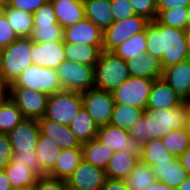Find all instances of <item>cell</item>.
Wrapping results in <instances>:
<instances>
[{
    "mask_svg": "<svg viewBox=\"0 0 190 190\" xmlns=\"http://www.w3.org/2000/svg\"><path fill=\"white\" fill-rule=\"evenodd\" d=\"M187 102L172 109H145L139 120L129 129L130 137L142 145L150 139H161L174 129L187 128Z\"/></svg>",
    "mask_w": 190,
    "mask_h": 190,
    "instance_id": "cell-1",
    "label": "cell"
},
{
    "mask_svg": "<svg viewBox=\"0 0 190 190\" xmlns=\"http://www.w3.org/2000/svg\"><path fill=\"white\" fill-rule=\"evenodd\" d=\"M185 31L151 21L145 29L146 53L160 59L163 69L190 59Z\"/></svg>",
    "mask_w": 190,
    "mask_h": 190,
    "instance_id": "cell-2",
    "label": "cell"
},
{
    "mask_svg": "<svg viewBox=\"0 0 190 190\" xmlns=\"http://www.w3.org/2000/svg\"><path fill=\"white\" fill-rule=\"evenodd\" d=\"M32 40L30 37L17 38L9 46L2 48L0 55V78L9 86L32 62Z\"/></svg>",
    "mask_w": 190,
    "mask_h": 190,
    "instance_id": "cell-3",
    "label": "cell"
},
{
    "mask_svg": "<svg viewBox=\"0 0 190 190\" xmlns=\"http://www.w3.org/2000/svg\"><path fill=\"white\" fill-rule=\"evenodd\" d=\"M94 72V87L109 92H113L130 77L126 61L113 52L103 50L94 67Z\"/></svg>",
    "mask_w": 190,
    "mask_h": 190,
    "instance_id": "cell-4",
    "label": "cell"
},
{
    "mask_svg": "<svg viewBox=\"0 0 190 190\" xmlns=\"http://www.w3.org/2000/svg\"><path fill=\"white\" fill-rule=\"evenodd\" d=\"M10 88L31 89L48 95L63 90L56 69L37 65L27 67Z\"/></svg>",
    "mask_w": 190,
    "mask_h": 190,
    "instance_id": "cell-5",
    "label": "cell"
},
{
    "mask_svg": "<svg viewBox=\"0 0 190 190\" xmlns=\"http://www.w3.org/2000/svg\"><path fill=\"white\" fill-rule=\"evenodd\" d=\"M82 107L80 92L62 90L49 95L45 117L56 123L69 125Z\"/></svg>",
    "mask_w": 190,
    "mask_h": 190,
    "instance_id": "cell-6",
    "label": "cell"
},
{
    "mask_svg": "<svg viewBox=\"0 0 190 190\" xmlns=\"http://www.w3.org/2000/svg\"><path fill=\"white\" fill-rule=\"evenodd\" d=\"M155 79L129 77L112 94L115 104L129 105L145 110Z\"/></svg>",
    "mask_w": 190,
    "mask_h": 190,
    "instance_id": "cell-7",
    "label": "cell"
},
{
    "mask_svg": "<svg viewBox=\"0 0 190 190\" xmlns=\"http://www.w3.org/2000/svg\"><path fill=\"white\" fill-rule=\"evenodd\" d=\"M151 21L141 15L114 21L103 33V51L112 52L135 34L145 31Z\"/></svg>",
    "mask_w": 190,
    "mask_h": 190,
    "instance_id": "cell-8",
    "label": "cell"
},
{
    "mask_svg": "<svg viewBox=\"0 0 190 190\" xmlns=\"http://www.w3.org/2000/svg\"><path fill=\"white\" fill-rule=\"evenodd\" d=\"M57 70L63 90L84 92L94 87V67L63 61Z\"/></svg>",
    "mask_w": 190,
    "mask_h": 190,
    "instance_id": "cell-9",
    "label": "cell"
},
{
    "mask_svg": "<svg viewBox=\"0 0 190 190\" xmlns=\"http://www.w3.org/2000/svg\"><path fill=\"white\" fill-rule=\"evenodd\" d=\"M81 95L83 107L92 117L97 127L109 124L115 105L112 92L93 87L81 92Z\"/></svg>",
    "mask_w": 190,
    "mask_h": 190,
    "instance_id": "cell-10",
    "label": "cell"
},
{
    "mask_svg": "<svg viewBox=\"0 0 190 190\" xmlns=\"http://www.w3.org/2000/svg\"><path fill=\"white\" fill-rule=\"evenodd\" d=\"M46 93L24 88H10V99L28 119H39L45 116L47 100Z\"/></svg>",
    "mask_w": 190,
    "mask_h": 190,
    "instance_id": "cell-11",
    "label": "cell"
},
{
    "mask_svg": "<svg viewBox=\"0 0 190 190\" xmlns=\"http://www.w3.org/2000/svg\"><path fill=\"white\" fill-rule=\"evenodd\" d=\"M96 138L114 152L124 151L139 159L141 157V145L130 137L127 130L107 124L98 128Z\"/></svg>",
    "mask_w": 190,
    "mask_h": 190,
    "instance_id": "cell-12",
    "label": "cell"
},
{
    "mask_svg": "<svg viewBox=\"0 0 190 190\" xmlns=\"http://www.w3.org/2000/svg\"><path fill=\"white\" fill-rule=\"evenodd\" d=\"M40 129L37 119L26 118L7 135L13 152L36 151Z\"/></svg>",
    "mask_w": 190,
    "mask_h": 190,
    "instance_id": "cell-13",
    "label": "cell"
},
{
    "mask_svg": "<svg viewBox=\"0 0 190 190\" xmlns=\"http://www.w3.org/2000/svg\"><path fill=\"white\" fill-rule=\"evenodd\" d=\"M106 178L104 169L82 160L66 182L81 190H102Z\"/></svg>",
    "mask_w": 190,
    "mask_h": 190,
    "instance_id": "cell-14",
    "label": "cell"
},
{
    "mask_svg": "<svg viewBox=\"0 0 190 190\" xmlns=\"http://www.w3.org/2000/svg\"><path fill=\"white\" fill-rule=\"evenodd\" d=\"M103 31L88 18L64 28V42L103 46Z\"/></svg>",
    "mask_w": 190,
    "mask_h": 190,
    "instance_id": "cell-15",
    "label": "cell"
},
{
    "mask_svg": "<svg viewBox=\"0 0 190 190\" xmlns=\"http://www.w3.org/2000/svg\"><path fill=\"white\" fill-rule=\"evenodd\" d=\"M31 53L33 65L57 69L65 61L64 40L51 42L32 41Z\"/></svg>",
    "mask_w": 190,
    "mask_h": 190,
    "instance_id": "cell-16",
    "label": "cell"
},
{
    "mask_svg": "<svg viewBox=\"0 0 190 190\" xmlns=\"http://www.w3.org/2000/svg\"><path fill=\"white\" fill-rule=\"evenodd\" d=\"M40 134L53 140L62 149L81 148L82 143L71 132L68 125L56 123L45 116L37 119Z\"/></svg>",
    "mask_w": 190,
    "mask_h": 190,
    "instance_id": "cell-17",
    "label": "cell"
},
{
    "mask_svg": "<svg viewBox=\"0 0 190 190\" xmlns=\"http://www.w3.org/2000/svg\"><path fill=\"white\" fill-rule=\"evenodd\" d=\"M162 79L183 101L190 97V59L163 69Z\"/></svg>",
    "mask_w": 190,
    "mask_h": 190,
    "instance_id": "cell-18",
    "label": "cell"
},
{
    "mask_svg": "<svg viewBox=\"0 0 190 190\" xmlns=\"http://www.w3.org/2000/svg\"><path fill=\"white\" fill-rule=\"evenodd\" d=\"M184 101L162 78L155 79L146 109H172Z\"/></svg>",
    "mask_w": 190,
    "mask_h": 190,
    "instance_id": "cell-19",
    "label": "cell"
},
{
    "mask_svg": "<svg viewBox=\"0 0 190 190\" xmlns=\"http://www.w3.org/2000/svg\"><path fill=\"white\" fill-rule=\"evenodd\" d=\"M50 2L58 24L63 28L74 25L86 17L83 0H50Z\"/></svg>",
    "mask_w": 190,
    "mask_h": 190,
    "instance_id": "cell-20",
    "label": "cell"
},
{
    "mask_svg": "<svg viewBox=\"0 0 190 190\" xmlns=\"http://www.w3.org/2000/svg\"><path fill=\"white\" fill-rule=\"evenodd\" d=\"M130 77H141L149 79L162 78L163 67L161 60L150 55L143 54L126 61Z\"/></svg>",
    "mask_w": 190,
    "mask_h": 190,
    "instance_id": "cell-21",
    "label": "cell"
},
{
    "mask_svg": "<svg viewBox=\"0 0 190 190\" xmlns=\"http://www.w3.org/2000/svg\"><path fill=\"white\" fill-rule=\"evenodd\" d=\"M82 160V148L62 149L54 168L47 176L67 181Z\"/></svg>",
    "mask_w": 190,
    "mask_h": 190,
    "instance_id": "cell-22",
    "label": "cell"
},
{
    "mask_svg": "<svg viewBox=\"0 0 190 190\" xmlns=\"http://www.w3.org/2000/svg\"><path fill=\"white\" fill-rule=\"evenodd\" d=\"M103 46H90L64 42L65 60L95 67Z\"/></svg>",
    "mask_w": 190,
    "mask_h": 190,
    "instance_id": "cell-23",
    "label": "cell"
},
{
    "mask_svg": "<svg viewBox=\"0 0 190 190\" xmlns=\"http://www.w3.org/2000/svg\"><path fill=\"white\" fill-rule=\"evenodd\" d=\"M85 16L103 32L114 22L110 0H83Z\"/></svg>",
    "mask_w": 190,
    "mask_h": 190,
    "instance_id": "cell-24",
    "label": "cell"
},
{
    "mask_svg": "<svg viewBox=\"0 0 190 190\" xmlns=\"http://www.w3.org/2000/svg\"><path fill=\"white\" fill-rule=\"evenodd\" d=\"M139 160L137 156L131 153L124 151L115 152L105 168L106 177L111 179L127 178Z\"/></svg>",
    "mask_w": 190,
    "mask_h": 190,
    "instance_id": "cell-25",
    "label": "cell"
},
{
    "mask_svg": "<svg viewBox=\"0 0 190 190\" xmlns=\"http://www.w3.org/2000/svg\"><path fill=\"white\" fill-rule=\"evenodd\" d=\"M156 181H161L169 187L177 189L189 175L176 157L170 162L156 164L153 167Z\"/></svg>",
    "mask_w": 190,
    "mask_h": 190,
    "instance_id": "cell-26",
    "label": "cell"
},
{
    "mask_svg": "<svg viewBox=\"0 0 190 190\" xmlns=\"http://www.w3.org/2000/svg\"><path fill=\"white\" fill-rule=\"evenodd\" d=\"M36 152L40 162L42 177L54 168L56 160L61 153V148L49 137L39 134Z\"/></svg>",
    "mask_w": 190,
    "mask_h": 190,
    "instance_id": "cell-27",
    "label": "cell"
},
{
    "mask_svg": "<svg viewBox=\"0 0 190 190\" xmlns=\"http://www.w3.org/2000/svg\"><path fill=\"white\" fill-rule=\"evenodd\" d=\"M2 11L18 38L31 36L34 28L33 13L9 7L6 3H4Z\"/></svg>",
    "mask_w": 190,
    "mask_h": 190,
    "instance_id": "cell-28",
    "label": "cell"
},
{
    "mask_svg": "<svg viewBox=\"0 0 190 190\" xmlns=\"http://www.w3.org/2000/svg\"><path fill=\"white\" fill-rule=\"evenodd\" d=\"M82 156L85 162L92 165L105 168L108 165L110 158L115 153L109 149L106 145L102 144L97 138L90 140L89 142L82 143Z\"/></svg>",
    "mask_w": 190,
    "mask_h": 190,
    "instance_id": "cell-29",
    "label": "cell"
},
{
    "mask_svg": "<svg viewBox=\"0 0 190 190\" xmlns=\"http://www.w3.org/2000/svg\"><path fill=\"white\" fill-rule=\"evenodd\" d=\"M68 126L81 143L89 142L97 137L98 127L84 107Z\"/></svg>",
    "mask_w": 190,
    "mask_h": 190,
    "instance_id": "cell-30",
    "label": "cell"
},
{
    "mask_svg": "<svg viewBox=\"0 0 190 190\" xmlns=\"http://www.w3.org/2000/svg\"><path fill=\"white\" fill-rule=\"evenodd\" d=\"M176 157L164 147L161 139H150L141 145L140 160L153 167L156 164L170 162Z\"/></svg>",
    "mask_w": 190,
    "mask_h": 190,
    "instance_id": "cell-31",
    "label": "cell"
},
{
    "mask_svg": "<svg viewBox=\"0 0 190 190\" xmlns=\"http://www.w3.org/2000/svg\"><path fill=\"white\" fill-rule=\"evenodd\" d=\"M128 190H146L156 182L153 168L139 160L132 173L124 179Z\"/></svg>",
    "mask_w": 190,
    "mask_h": 190,
    "instance_id": "cell-32",
    "label": "cell"
},
{
    "mask_svg": "<svg viewBox=\"0 0 190 190\" xmlns=\"http://www.w3.org/2000/svg\"><path fill=\"white\" fill-rule=\"evenodd\" d=\"M147 50V38L145 31L135 34L130 37L118 47H116L112 52L127 61L132 58L140 57L145 54Z\"/></svg>",
    "mask_w": 190,
    "mask_h": 190,
    "instance_id": "cell-33",
    "label": "cell"
},
{
    "mask_svg": "<svg viewBox=\"0 0 190 190\" xmlns=\"http://www.w3.org/2000/svg\"><path fill=\"white\" fill-rule=\"evenodd\" d=\"M143 111L144 110L133 106L115 104L109 124L129 131V129L143 115Z\"/></svg>",
    "mask_w": 190,
    "mask_h": 190,
    "instance_id": "cell-34",
    "label": "cell"
},
{
    "mask_svg": "<svg viewBox=\"0 0 190 190\" xmlns=\"http://www.w3.org/2000/svg\"><path fill=\"white\" fill-rule=\"evenodd\" d=\"M13 190L32 185L37 182L38 176L24 165L14 163L12 160L4 170Z\"/></svg>",
    "mask_w": 190,
    "mask_h": 190,
    "instance_id": "cell-35",
    "label": "cell"
},
{
    "mask_svg": "<svg viewBox=\"0 0 190 190\" xmlns=\"http://www.w3.org/2000/svg\"><path fill=\"white\" fill-rule=\"evenodd\" d=\"M25 119L21 110L9 98L0 106V134H8Z\"/></svg>",
    "mask_w": 190,
    "mask_h": 190,
    "instance_id": "cell-36",
    "label": "cell"
},
{
    "mask_svg": "<svg viewBox=\"0 0 190 190\" xmlns=\"http://www.w3.org/2000/svg\"><path fill=\"white\" fill-rule=\"evenodd\" d=\"M164 147L175 157H180L190 146V134L187 128L174 129L161 138Z\"/></svg>",
    "mask_w": 190,
    "mask_h": 190,
    "instance_id": "cell-37",
    "label": "cell"
},
{
    "mask_svg": "<svg viewBox=\"0 0 190 190\" xmlns=\"http://www.w3.org/2000/svg\"><path fill=\"white\" fill-rule=\"evenodd\" d=\"M188 17V8L180 7L157 11V16L155 20L162 25L186 30Z\"/></svg>",
    "mask_w": 190,
    "mask_h": 190,
    "instance_id": "cell-38",
    "label": "cell"
},
{
    "mask_svg": "<svg viewBox=\"0 0 190 190\" xmlns=\"http://www.w3.org/2000/svg\"><path fill=\"white\" fill-rule=\"evenodd\" d=\"M30 39L34 42L64 40V28L58 23L55 25L34 26Z\"/></svg>",
    "mask_w": 190,
    "mask_h": 190,
    "instance_id": "cell-39",
    "label": "cell"
},
{
    "mask_svg": "<svg viewBox=\"0 0 190 190\" xmlns=\"http://www.w3.org/2000/svg\"><path fill=\"white\" fill-rule=\"evenodd\" d=\"M12 161L24 165L33 171L38 177H41V167L37 152H13Z\"/></svg>",
    "mask_w": 190,
    "mask_h": 190,
    "instance_id": "cell-40",
    "label": "cell"
},
{
    "mask_svg": "<svg viewBox=\"0 0 190 190\" xmlns=\"http://www.w3.org/2000/svg\"><path fill=\"white\" fill-rule=\"evenodd\" d=\"M33 20L34 26L55 25L58 23L53 5L51 4L50 0L33 13Z\"/></svg>",
    "mask_w": 190,
    "mask_h": 190,
    "instance_id": "cell-41",
    "label": "cell"
},
{
    "mask_svg": "<svg viewBox=\"0 0 190 190\" xmlns=\"http://www.w3.org/2000/svg\"><path fill=\"white\" fill-rule=\"evenodd\" d=\"M136 15H141L150 21L157 16V0H128Z\"/></svg>",
    "mask_w": 190,
    "mask_h": 190,
    "instance_id": "cell-42",
    "label": "cell"
},
{
    "mask_svg": "<svg viewBox=\"0 0 190 190\" xmlns=\"http://www.w3.org/2000/svg\"><path fill=\"white\" fill-rule=\"evenodd\" d=\"M110 4L114 21H121L135 15L134 9L128 0H110Z\"/></svg>",
    "mask_w": 190,
    "mask_h": 190,
    "instance_id": "cell-43",
    "label": "cell"
},
{
    "mask_svg": "<svg viewBox=\"0 0 190 190\" xmlns=\"http://www.w3.org/2000/svg\"><path fill=\"white\" fill-rule=\"evenodd\" d=\"M18 36L8 22L5 13L0 11V47L4 48L14 42Z\"/></svg>",
    "mask_w": 190,
    "mask_h": 190,
    "instance_id": "cell-44",
    "label": "cell"
},
{
    "mask_svg": "<svg viewBox=\"0 0 190 190\" xmlns=\"http://www.w3.org/2000/svg\"><path fill=\"white\" fill-rule=\"evenodd\" d=\"M12 146L7 134H0V171L5 168L12 160Z\"/></svg>",
    "mask_w": 190,
    "mask_h": 190,
    "instance_id": "cell-45",
    "label": "cell"
},
{
    "mask_svg": "<svg viewBox=\"0 0 190 190\" xmlns=\"http://www.w3.org/2000/svg\"><path fill=\"white\" fill-rule=\"evenodd\" d=\"M49 0H5L9 7L19 9L28 13H34Z\"/></svg>",
    "mask_w": 190,
    "mask_h": 190,
    "instance_id": "cell-46",
    "label": "cell"
},
{
    "mask_svg": "<svg viewBox=\"0 0 190 190\" xmlns=\"http://www.w3.org/2000/svg\"><path fill=\"white\" fill-rule=\"evenodd\" d=\"M39 190H65V180L49 177H39Z\"/></svg>",
    "mask_w": 190,
    "mask_h": 190,
    "instance_id": "cell-47",
    "label": "cell"
},
{
    "mask_svg": "<svg viewBox=\"0 0 190 190\" xmlns=\"http://www.w3.org/2000/svg\"><path fill=\"white\" fill-rule=\"evenodd\" d=\"M190 0H157V11L174 9V8H188Z\"/></svg>",
    "mask_w": 190,
    "mask_h": 190,
    "instance_id": "cell-48",
    "label": "cell"
},
{
    "mask_svg": "<svg viewBox=\"0 0 190 190\" xmlns=\"http://www.w3.org/2000/svg\"><path fill=\"white\" fill-rule=\"evenodd\" d=\"M102 190H128L124 179L106 178Z\"/></svg>",
    "mask_w": 190,
    "mask_h": 190,
    "instance_id": "cell-49",
    "label": "cell"
},
{
    "mask_svg": "<svg viewBox=\"0 0 190 190\" xmlns=\"http://www.w3.org/2000/svg\"><path fill=\"white\" fill-rule=\"evenodd\" d=\"M10 98V86L0 78V106Z\"/></svg>",
    "mask_w": 190,
    "mask_h": 190,
    "instance_id": "cell-50",
    "label": "cell"
},
{
    "mask_svg": "<svg viewBox=\"0 0 190 190\" xmlns=\"http://www.w3.org/2000/svg\"><path fill=\"white\" fill-rule=\"evenodd\" d=\"M178 161L187 173L190 174V146L180 157H178Z\"/></svg>",
    "mask_w": 190,
    "mask_h": 190,
    "instance_id": "cell-51",
    "label": "cell"
},
{
    "mask_svg": "<svg viewBox=\"0 0 190 190\" xmlns=\"http://www.w3.org/2000/svg\"><path fill=\"white\" fill-rule=\"evenodd\" d=\"M0 190H13L5 171H0Z\"/></svg>",
    "mask_w": 190,
    "mask_h": 190,
    "instance_id": "cell-52",
    "label": "cell"
},
{
    "mask_svg": "<svg viewBox=\"0 0 190 190\" xmlns=\"http://www.w3.org/2000/svg\"><path fill=\"white\" fill-rule=\"evenodd\" d=\"M146 190H177V189L169 187L167 184L161 181H156L155 183L151 184Z\"/></svg>",
    "mask_w": 190,
    "mask_h": 190,
    "instance_id": "cell-53",
    "label": "cell"
},
{
    "mask_svg": "<svg viewBox=\"0 0 190 190\" xmlns=\"http://www.w3.org/2000/svg\"><path fill=\"white\" fill-rule=\"evenodd\" d=\"M177 190H190V174L187 178L179 185Z\"/></svg>",
    "mask_w": 190,
    "mask_h": 190,
    "instance_id": "cell-54",
    "label": "cell"
},
{
    "mask_svg": "<svg viewBox=\"0 0 190 190\" xmlns=\"http://www.w3.org/2000/svg\"><path fill=\"white\" fill-rule=\"evenodd\" d=\"M16 190H39V178L37 182L33 183L32 185H28Z\"/></svg>",
    "mask_w": 190,
    "mask_h": 190,
    "instance_id": "cell-55",
    "label": "cell"
},
{
    "mask_svg": "<svg viewBox=\"0 0 190 190\" xmlns=\"http://www.w3.org/2000/svg\"><path fill=\"white\" fill-rule=\"evenodd\" d=\"M185 40H186V44H187V48H188L189 56H190V29H186L185 31Z\"/></svg>",
    "mask_w": 190,
    "mask_h": 190,
    "instance_id": "cell-56",
    "label": "cell"
},
{
    "mask_svg": "<svg viewBox=\"0 0 190 190\" xmlns=\"http://www.w3.org/2000/svg\"><path fill=\"white\" fill-rule=\"evenodd\" d=\"M187 111H188V125H187V130L188 133L190 134V104L187 103Z\"/></svg>",
    "mask_w": 190,
    "mask_h": 190,
    "instance_id": "cell-57",
    "label": "cell"
},
{
    "mask_svg": "<svg viewBox=\"0 0 190 190\" xmlns=\"http://www.w3.org/2000/svg\"><path fill=\"white\" fill-rule=\"evenodd\" d=\"M65 190H81L79 188L73 187L71 185H69L66 181H65Z\"/></svg>",
    "mask_w": 190,
    "mask_h": 190,
    "instance_id": "cell-58",
    "label": "cell"
},
{
    "mask_svg": "<svg viewBox=\"0 0 190 190\" xmlns=\"http://www.w3.org/2000/svg\"><path fill=\"white\" fill-rule=\"evenodd\" d=\"M189 17L187 21V29H190V5L188 6Z\"/></svg>",
    "mask_w": 190,
    "mask_h": 190,
    "instance_id": "cell-59",
    "label": "cell"
},
{
    "mask_svg": "<svg viewBox=\"0 0 190 190\" xmlns=\"http://www.w3.org/2000/svg\"><path fill=\"white\" fill-rule=\"evenodd\" d=\"M5 0H0V11L2 10L4 6Z\"/></svg>",
    "mask_w": 190,
    "mask_h": 190,
    "instance_id": "cell-60",
    "label": "cell"
},
{
    "mask_svg": "<svg viewBox=\"0 0 190 190\" xmlns=\"http://www.w3.org/2000/svg\"><path fill=\"white\" fill-rule=\"evenodd\" d=\"M188 104H190V97L188 98V100L186 101Z\"/></svg>",
    "mask_w": 190,
    "mask_h": 190,
    "instance_id": "cell-61",
    "label": "cell"
}]
</instances>
